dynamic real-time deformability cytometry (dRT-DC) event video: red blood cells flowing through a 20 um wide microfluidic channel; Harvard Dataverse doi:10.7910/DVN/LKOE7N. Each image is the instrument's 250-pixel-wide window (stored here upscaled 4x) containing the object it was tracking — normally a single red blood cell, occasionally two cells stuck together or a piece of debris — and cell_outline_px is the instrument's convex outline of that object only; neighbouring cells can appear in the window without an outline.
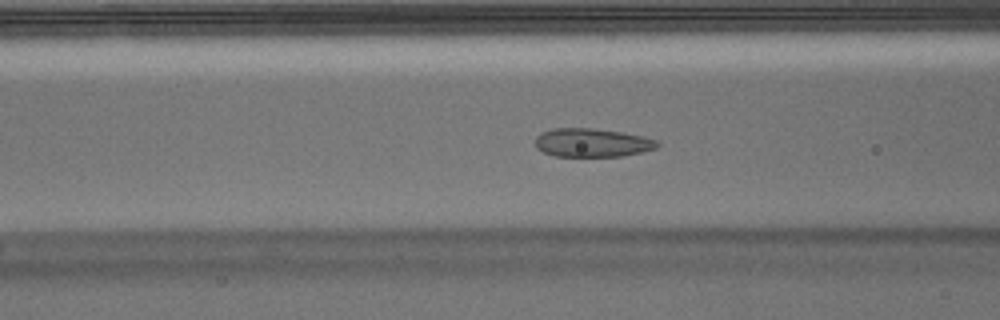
{"species": "Egyptian fruit bat (a non-hibernating species)", "species_latin": "Rousettus aegyptiacus", "temperature_condition": "warm", "stored_images_in_passage": 52, "camera_frame_rate_fps": 3000, "um_per_image_px": 0.085, "animal": {"sex": "male"}, "frame": {"image": 1, "passage_image": 19, "time_ms": 6.0, "image_size_px": [1000, 320], "cell_outline_px": [[660, 144], [656, 148], [640, 152], [620, 156], [556, 156], [544, 152], [536, 148], [536, 136], [540, 132], [552, 128], [592, 128], [620, 132], [640, 136], [656, 140]], "centroid_in_image_um": [50.28, 12.12], "position_along_channel_um": 116.3, "area_um2": 20.11}}
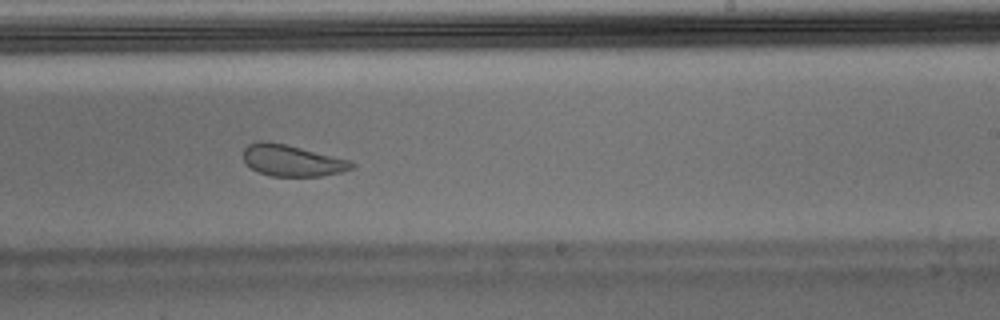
{"frame": {"image": 2, "passage_image": 31, "time_ms": 10.0, "image_size_px": [1000, 320], "cell_outline_px": [[356, 164], [352, 168], [340, 172], [320, 176], [272, 176], [260, 172], [252, 168], [244, 160], [244, 148], [248, 144], [260, 140], [268, 140], [352, 160]], "centroid_in_image_um": [24.84, 13.63], "position_along_channel_um": 264.2, "area_um2": 19.77}}
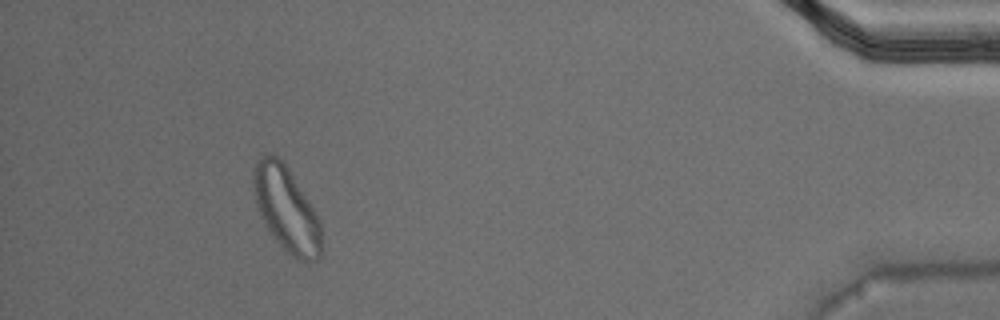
{"frame": {"image": 3, "passage_image": 48, "time_ms": 15.667, "image_size_px": [1000, 320], "cell_outline_px": [[320, 256], [316, 260], [304, 264], [296, 260], [276, 240], [260, 216], [256, 200], [252, 180], [252, 172], [256, 164], [268, 152], [284, 160], [320, 220]], "centroid_in_image_um": [24.34, 17.78], "position_along_channel_um": 410.9, "area_um2": 33.29}, "authors_computed_cell_mechanics": {"area_um2": 22.0796, "velocity_mm_per_s": 3.697, "shape_relaxation_time_tau1_ms": 5.6951, "shape_relaxation_time_tau2_ms": 1.0026, "deformation_change_tau1": 0.164, "deformation_change_tau2": 0.0812}}